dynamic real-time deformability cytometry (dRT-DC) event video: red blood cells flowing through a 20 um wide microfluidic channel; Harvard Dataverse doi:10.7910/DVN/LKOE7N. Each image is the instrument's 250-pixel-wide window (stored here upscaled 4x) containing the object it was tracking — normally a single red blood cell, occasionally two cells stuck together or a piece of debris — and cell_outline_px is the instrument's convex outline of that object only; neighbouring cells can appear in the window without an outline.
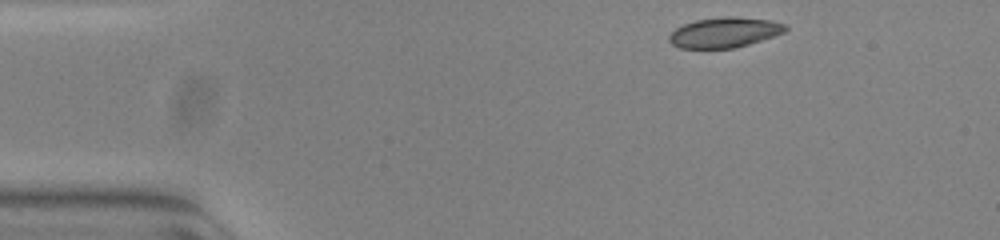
{"species": "common noctule bat (a hibernating species)", "species_latin": "Nyctalus noctula", "temperature_condition": "warm", "stored_images_in_passage": 47, "camera_frame_rate_fps": 3000, "um_per_image_px": 0.085, "animal": {"sex": "female", "body_mass_g": 23.0, "forearm_length_mm": 53.4}, "frame": {"image": 1, "passage_image": 1, "time_ms": 0.0, "image_size_px": [1000, 240], "cell_outline_px": [[788, 28], [784, 32], [748, 44], [732, 48], [680, 48], [672, 44], [668, 40], [668, 36], [676, 28], [684, 24], [696, 20], [724, 16], [732, 16], [772, 20], [788, 24]], "centroid_in_image_um": [61.59, 2.74], "position_along_channel_um": 23.4, "area_um2": 20.4}}
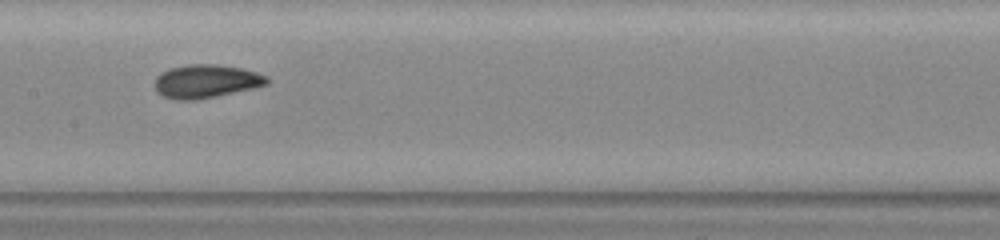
{"frame": {"image": 2, "passage_image": 20, "time_ms": 6.333, "image_size_px": [1000, 240], "cell_outline_px": [[268, 84], [252, 88], [216, 96], [196, 100], [180, 100], [164, 96], [156, 88], [156, 76], [160, 72], [168, 68], [188, 64], [216, 64], [240, 68], [256, 72], [268, 76]], "centroid_in_image_um": [17.52, 6.89], "position_along_channel_um": 189.9, "area_um2": 21.62}}
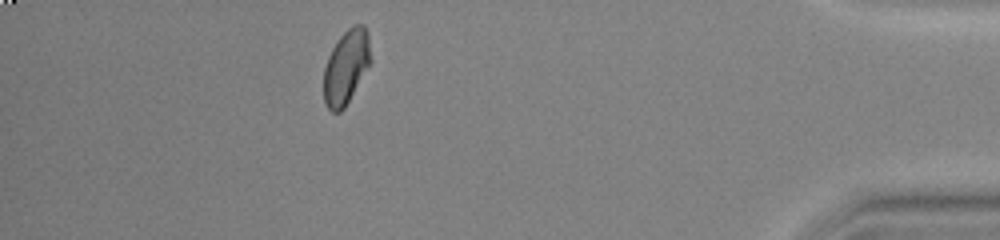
{"frame": {"image": 3, "passage_image": 41, "time_ms": 13.333, "image_size_px": [1000, 240], "cell_outline_px": [[372, 60], [344, 108], [340, 112], [332, 112], [324, 104], [324, 68], [328, 56], [332, 48], [340, 36], [348, 28], [356, 24], [364, 24], [368, 32]], "centroid_in_image_um": [29.43, 5.67], "position_along_channel_um": 405.8, "area_um2": 20.29}, "authors_computed_cell_mechanics": {"area_um2": 21.0392, "velocity_mm_per_s": 3.827, "shape_relaxation_time_tau1_ms": 4.2914, "shape_relaxation_time_tau2_ms": 2.3736, "deformation_change_tau1": 0.0956, "deformation_change_tau2": 0.0577}}